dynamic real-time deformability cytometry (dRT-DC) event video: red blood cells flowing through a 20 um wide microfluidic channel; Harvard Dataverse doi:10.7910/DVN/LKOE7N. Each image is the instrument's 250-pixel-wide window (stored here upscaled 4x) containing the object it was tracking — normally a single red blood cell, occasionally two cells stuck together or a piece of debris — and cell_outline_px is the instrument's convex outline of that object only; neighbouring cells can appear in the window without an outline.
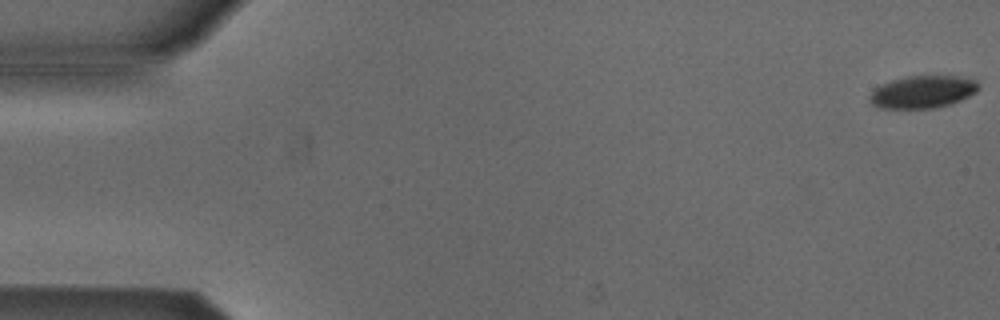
{"species": "Egyptian fruit bat (a non-hibernating species)", "species_latin": "Rousettus aegyptiacus", "temperature_condition": "cold", "stored_images_in_passage": 6, "camera_frame_rate_fps": 3000, "um_per_image_px": 0.085, "animal": {"sex": "male"}, "frame": {"image": 1, "passage_image": 1, "time_ms": 0.0, "image_size_px": [1000, 320], "cell_outline_px": [[980, 88], [976, 92], [952, 104], [932, 108], [880, 108], [872, 104], [868, 100], [868, 96], [876, 88], [892, 80], [908, 76], [956, 76], [976, 80]], "centroid_in_image_um": [78.43, 7.81], "position_along_channel_um": 6.6, "area_um2": 20.46}}
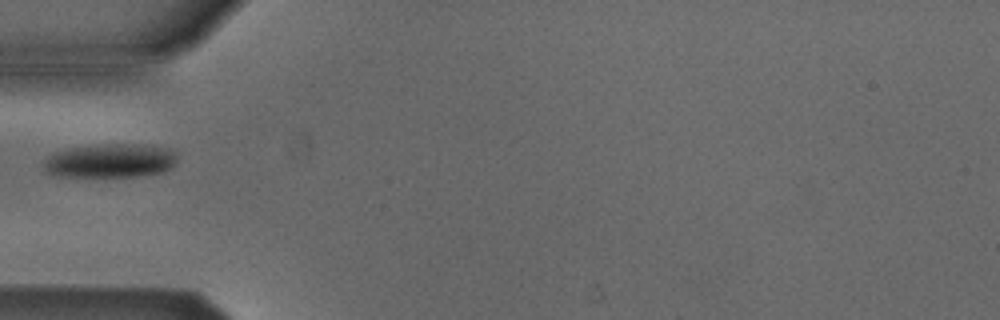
{"frame": {"image": 2, "passage_image": 5, "time_ms": 1.333, "image_size_px": [1000, 320], "cell_outline_px": [[176, 164], [172, 168], [164, 172], [136, 176], [56, 176], [48, 172], [44, 168], [44, 160], [52, 152], [68, 148], [92, 144], [136, 144], [172, 148], [176, 152]], "centroid_in_image_um": [9.4, 13.64], "position_along_channel_um": 75.6, "area_um2": 26.76}}
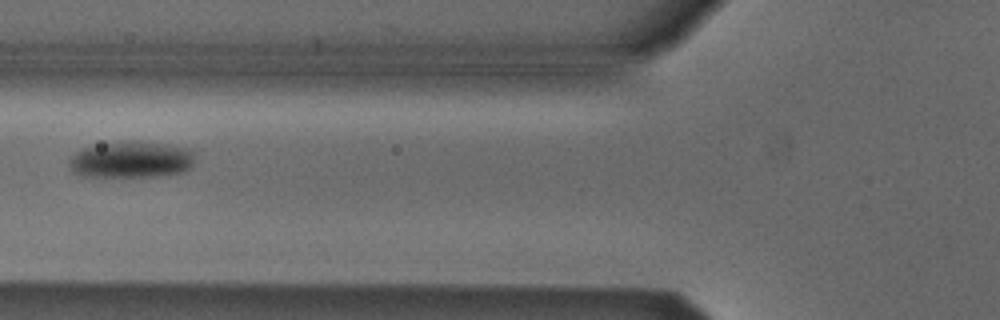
{"frame": {"image": 3, "passage_image": 6, "time_ms": 1.667, "image_size_px": [1000, 320], "cell_outline_px": [[192, 168], [184, 172], [152, 176], [88, 176], [76, 172], [68, 168], [68, 164], [72, 156], [80, 148], [104, 144], [140, 140], [168, 144], [188, 148], [192, 152]], "centroid_in_image_um": [11.17, 13.56], "position_along_channel_um": 114.6, "area_um2": 26.53}}